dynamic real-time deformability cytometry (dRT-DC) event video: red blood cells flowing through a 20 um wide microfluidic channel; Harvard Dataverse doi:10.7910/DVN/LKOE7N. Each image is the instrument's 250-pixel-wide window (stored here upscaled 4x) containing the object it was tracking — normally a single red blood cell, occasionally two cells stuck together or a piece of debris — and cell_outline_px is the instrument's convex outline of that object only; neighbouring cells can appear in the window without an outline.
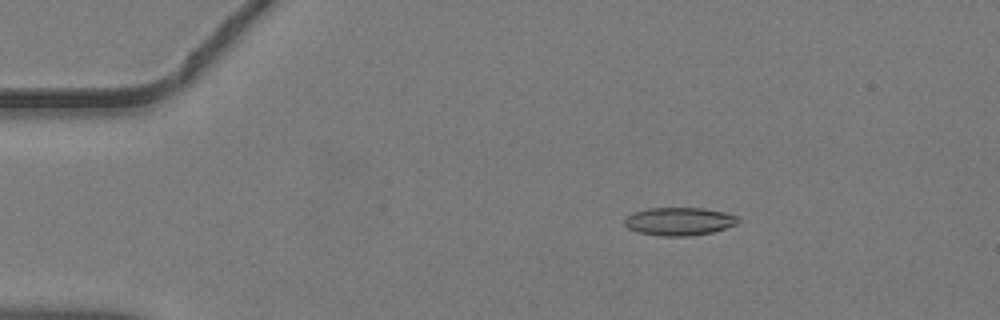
{"species": "common noctule bat (a hibernating species)", "species_latin": "Nyctalus noctula", "temperature_condition": "warm", "stored_images_in_passage": 46, "camera_frame_rate_fps": 3000, "um_per_image_px": 0.085, "animal": {"sex": "male", "body_mass_g": 19.2, "forearm_length_mm": 51.8}, "frame": {"image": 1, "passage_image": 8, "time_ms": 2.333, "image_size_px": [1000, 320], "cell_outline_px": [[740, 220], [736, 224], [712, 232], [688, 236], [660, 236], [640, 232], [628, 228], [624, 224], [624, 220], [628, 216], [636, 212], [648, 208], [704, 208], [724, 212], [736, 216]], "centroid_in_image_um": [57.74, 18.81], "position_along_channel_um": 27.3, "area_um2": 18.32}}
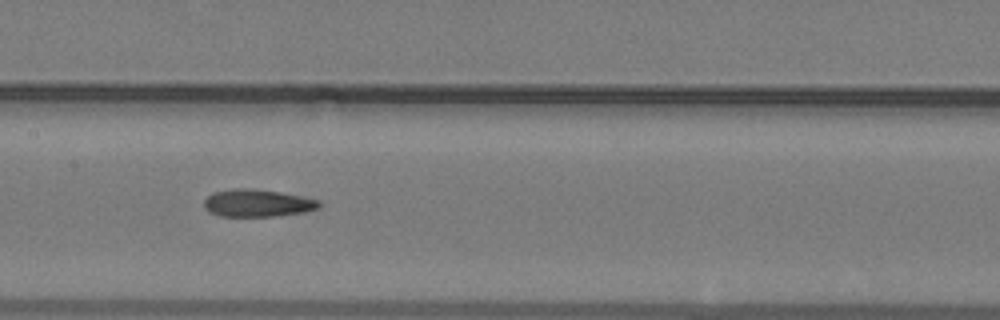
{"frame": {"image": 2, "passage_image": 23, "time_ms": 7.333, "image_size_px": [1000, 320], "cell_outline_px": [[320, 204], [316, 208], [300, 212], [272, 216], [220, 216], [208, 212], [204, 208], [204, 200], [212, 192], [236, 188], [252, 188], [280, 192], [300, 196], [316, 200]], "centroid_in_image_um": [21.77, 17.25], "position_along_channel_um": 185.6, "area_um2": 18.09}}
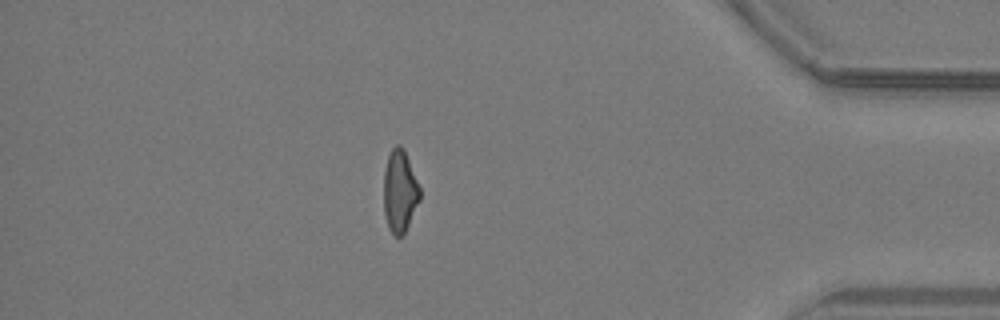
{"frame": {"image": 3, "passage_image": 40, "time_ms": 13.0, "image_size_px": [1000, 320], "cell_outline_px": [[420, 200], [404, 232], [400, 236], [396, 236], [388, 228], [384, 216], [384, 168], [388, 156], [392, 148], [396, 144], [400, 144], [404, 148], [420, 188]], "centroid_in_image_um": [33.97, 16.22], "position_along_channel_um": 401.2, "area_um2": 17.28}}